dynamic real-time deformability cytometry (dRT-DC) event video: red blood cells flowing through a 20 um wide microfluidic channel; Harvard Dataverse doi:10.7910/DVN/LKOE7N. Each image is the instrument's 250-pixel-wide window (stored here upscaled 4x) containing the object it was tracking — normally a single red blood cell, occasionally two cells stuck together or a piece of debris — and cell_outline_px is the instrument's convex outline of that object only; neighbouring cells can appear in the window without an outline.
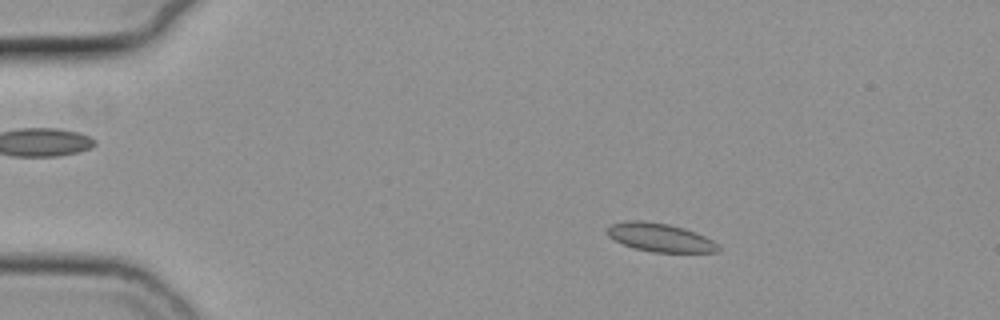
{"species": "common noctule bat (a hibernating species)", "species_latin": "Nyctalus noctula", "temperature_condition": "cold", "stored_images_in_passage": 21, "camera_frame_rate_fps": 3000, "um_per_image_px": 0.085, "animal": {"sex": "female", "body_mass_g": 19.3, "forearm_length_mm": 54.1}, "frame": {"image": 1, "passage_image": 4, "time_ms": 1.0, "image_size_px": [1000, 320], "cell_outline_px": [[720, 248], [716, 252], [652, 252], [636, 248], [624, 244], [608, 236], [604, 232], [612, 224], [624, 220], [644, 220], [668, 224], [684, 228], [696, 232], [720, 244]], "centroid_in_image_um": [56.1, 20.17], "position_along_channel_um": 28.9, "area_um2": 18.44}}
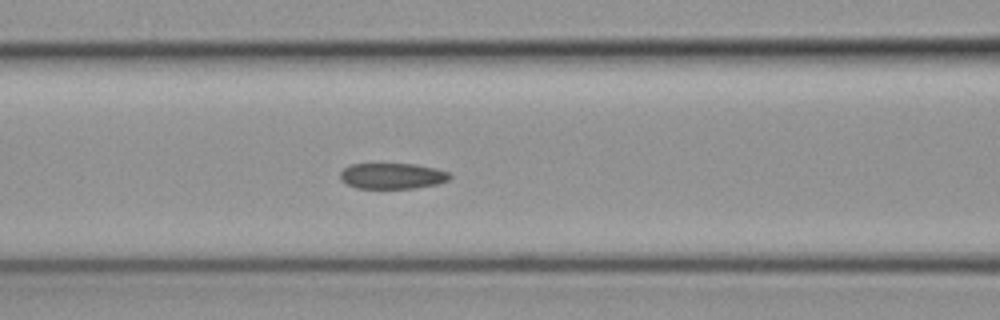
{"frame": {"image": 2, "passage_image": 18, "time_ms": 5.667, "image_size_px": [1000, 320], "cell_outline_px": [[452, 176], [448, 180], [436, 184], [412, 188], [356, 188], [340, 180], [340, 172], [348, 164], [416, 164], [436, 168], [448, 172]], "centroid_in_image_um": [33.33, 14.95], "position_along_channel_um": 133.3, "area_um2": 16.47}}
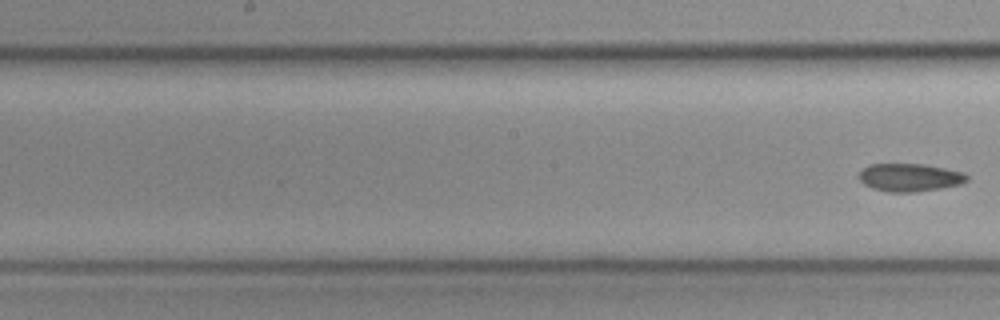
{"frame": {"image": 3, "passage_image": 21, "time_ms": 6.667, "image_size_px": [1000, 320], "cell_outline_px": [[968, 180], [960, 184], [940, 188], [916, 192], [888, 192], [872, 188], [864, 184], [860, 180], [860, 172], [868, 164], [924, 164], [964, 172], [968, 176]], "centroid_in_image_um": [77.33, 15.08], "position_along_channel_um": 170.9, "area_um2": 17.51}}